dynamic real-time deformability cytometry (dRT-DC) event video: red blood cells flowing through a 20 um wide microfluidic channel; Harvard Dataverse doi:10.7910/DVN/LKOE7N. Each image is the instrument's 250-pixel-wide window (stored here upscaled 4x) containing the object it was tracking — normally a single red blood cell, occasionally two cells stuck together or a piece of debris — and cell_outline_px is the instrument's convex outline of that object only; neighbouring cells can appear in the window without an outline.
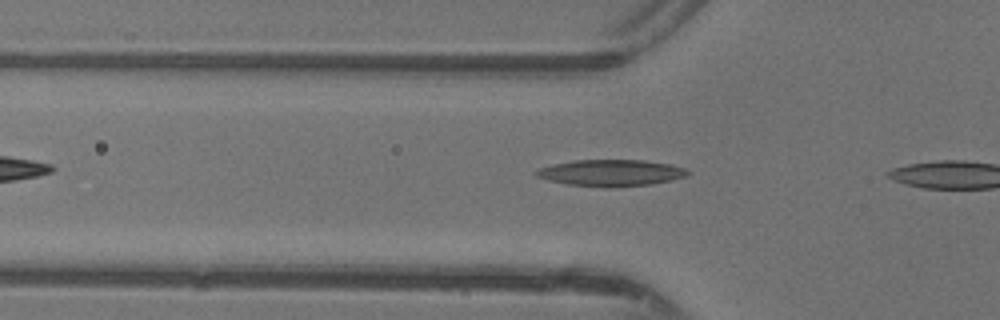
{"species": "common noctule bat (a hibernating species)", "species_latin": "Nyctalus noctula", "temperature_condition": "warm", "stored_images_in_passage": 5, "camera_frame_rate_fps": 3000, "um_per_image_px": 0.085, "animal": {"sex": "female"}, "frame": {"image": 1, "passage_image": 4, "time_ms": 1.0, "image_size_px": [1000, 320], "cell_outline_px": [[692, 172], [688, 176], [648, 184], [604, 188], [568, 184], [548, 180], [536, 176], [532, 172], [540, 168], [552, 164], [572, 160], [644, 160], [672, 164], [684, 168]], "centroid_in_image_um": [51.91, 14.68], "position_along_channel_um": 73.9, "area_um2": 23.47}}